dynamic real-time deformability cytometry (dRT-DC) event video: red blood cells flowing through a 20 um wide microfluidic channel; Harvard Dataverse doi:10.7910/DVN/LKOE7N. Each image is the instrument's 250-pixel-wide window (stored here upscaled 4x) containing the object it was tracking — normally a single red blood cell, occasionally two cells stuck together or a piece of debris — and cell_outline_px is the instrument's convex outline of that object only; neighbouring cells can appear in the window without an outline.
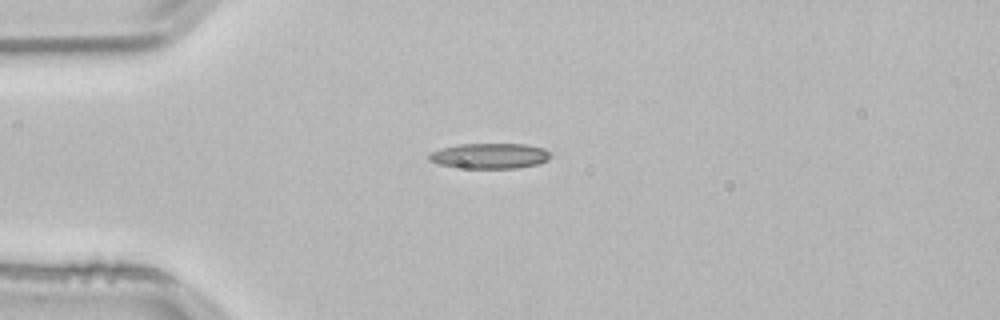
{"species": "common noctule bat (a hibernating species)", "species_latin": "Nyctalus noctula", "temperature_condition": "room temperature", "stored_images_in_passage": 51, "camera_frame_rate_fps": 3000, "um_per_image_px": 0.085, "animal": {"sex": "male", "body_mass_g": 21.5, "forearm_length_mm": 52.0}, "frame": {"image": 1, "passage_image": 11, "time_ms": 3.333, "image_size_px": [1000, 320], "cell_outline_px": [[552, 156], [548, 160], [540, 164], [516, 168], [464, 168], [436, 164], [428, 160], [428, 152], [440, 148], [460, 144], [524, 144], [544, 148]], "centroid_in_image_um": [41.6, 13.25], "position_along_channel_um": 43.4, "area_um2": 18.21}}
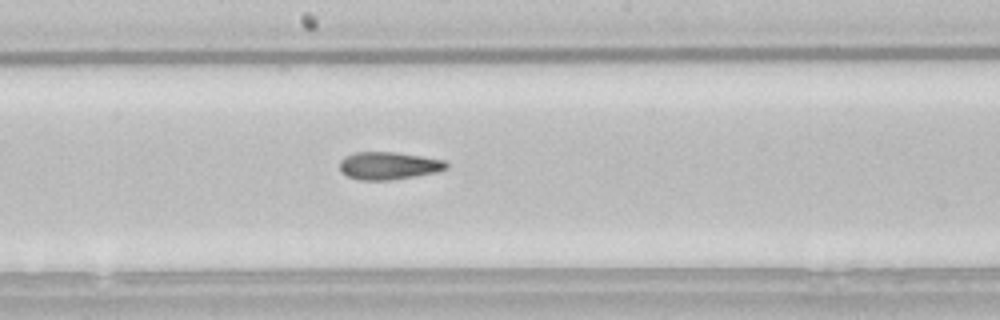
{"frame": {"image": 2, "passage_image": 26, "time_ms": 8.333, "image_size_px": [1000, 320], "cell_outline_px": [[448, 168], [436, 172], [392, 180], [360, 180], [348, 176], [340, 172], [340, 160], [344, 156], [356, 152], [396, 152], [444, 160], [448, 164]], "centroid_in_image_um": [33.01, 14.08], "position_along_channel_um": 215.2, "area_um2": 17.17}}
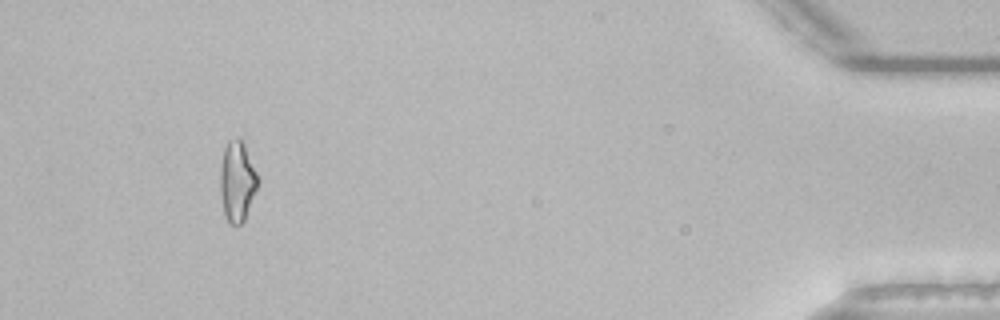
{"frame": {"image": 3, "passage_image": 47, "time_ms": 15.333, "image_size_px": [1000, 320], "cell_outline_px": [[260, 180], [244, 220], [240, 224], [232, 224], [228, 220], [224, 212], [220, 192], [220, 168], [224, 148], [228, 140], [236, 136], [240, 136], [244, 144]], "centroid_in_image_um": [20.16, 15.35], "position_along_channel_um": 415.0, "area_um2": 17.57}, "authors_computed_cell_mechanics": {"area_um2": 17.1666, "velocity_mm_per_s": 3.857, "shape_relaxation_time_tau1_ms": null, "shape_relaxation_time_tau2_ms": 6.5148, "deformation_change_tau1": null, "deformation_change_tau2": 0.1706}}